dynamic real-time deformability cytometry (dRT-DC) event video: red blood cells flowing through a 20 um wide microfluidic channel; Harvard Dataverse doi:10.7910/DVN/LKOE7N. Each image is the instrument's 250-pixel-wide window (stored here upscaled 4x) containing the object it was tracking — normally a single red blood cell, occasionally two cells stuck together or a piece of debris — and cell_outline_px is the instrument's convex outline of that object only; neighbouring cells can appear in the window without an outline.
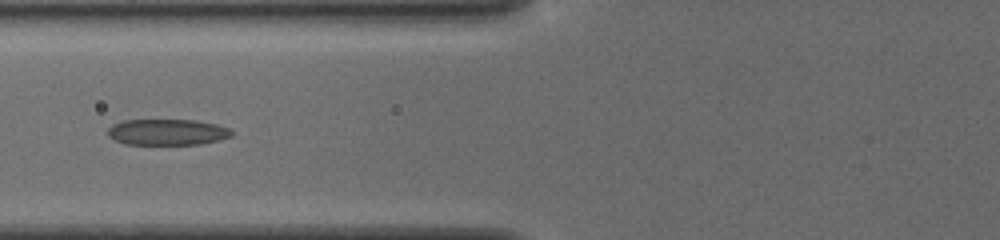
{"species": "common noctule bat (a hibernating species)", "species_latin": "Nyctalus noctula", "temperature_condition": "cold", "stored_images_in_passage": 55, "camera_frame_rate_fps": 3000, "um_per_image_px": 0.085, "animal": {"sex": "female", "body_mass_g": 19.5, "forearm_length_mm": 54.1}, "frame": {"image": 1, "passage_image": 24, "time_ms": 7.667, "image_size_px": [1000, 240], "cell_outline_px": [[232, 136], [200, 144], [124, 144], [108, 136], [108, 128], [112, 124], [124, 120], [196, 120], [216, 124], [232, 128]], "centroid_in_image_um": [14.22, 11.22], "position_along_channel_um": 111.6, "area_um2": 18.79}}
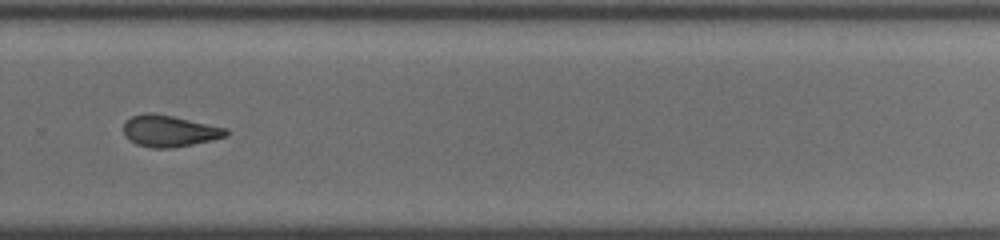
{"frame": {"image": 2, "passage_image": 40, "time_ms": 13.0, "image_size_px": [1000, 240], "cell_outline_px": [[228, 136], [212, 140], [172, 148], [152, 148], [136, 144], [124, 136], [124, 120], [132, 116], [148, 112], [152, 112], [172, 116], [228, 128]], "centroid_in_image_um": [14.38, 11.13], "position_along_channel_um": 315.4, "area_um2": 18.9}}
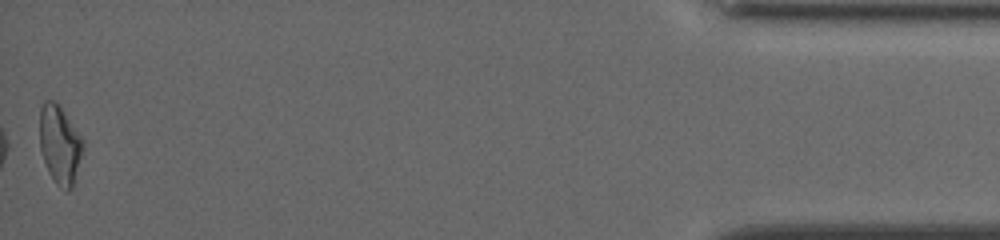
{"frame": {"image": 3, "passage_image": 55, "time_ms": 18.0, "image_size_px": [1000, 240], "cell_outline_px": [[84, 148], [72, 188], [68, 192], [56, 184], [48, 172], [40, 148], [40, 108], [44, 100], [56, 100], [60, 104], [84, 140]], "centroid_in_image_um": [5.09, 12.26], "position_along_channel_um": 430.1, "area_um2": 20.11}, "authors_computed_cell_mechanics": {"area_um2": 19.2474, "velocity_mm_per_s": 3.8288, "shape_relaxation_time_tau1_ms": null, "shape_relaxation_time_tau2_ms": 2.1139, "deformation_change_tau1": null, "deformation_change_tau2": 0.0947}}